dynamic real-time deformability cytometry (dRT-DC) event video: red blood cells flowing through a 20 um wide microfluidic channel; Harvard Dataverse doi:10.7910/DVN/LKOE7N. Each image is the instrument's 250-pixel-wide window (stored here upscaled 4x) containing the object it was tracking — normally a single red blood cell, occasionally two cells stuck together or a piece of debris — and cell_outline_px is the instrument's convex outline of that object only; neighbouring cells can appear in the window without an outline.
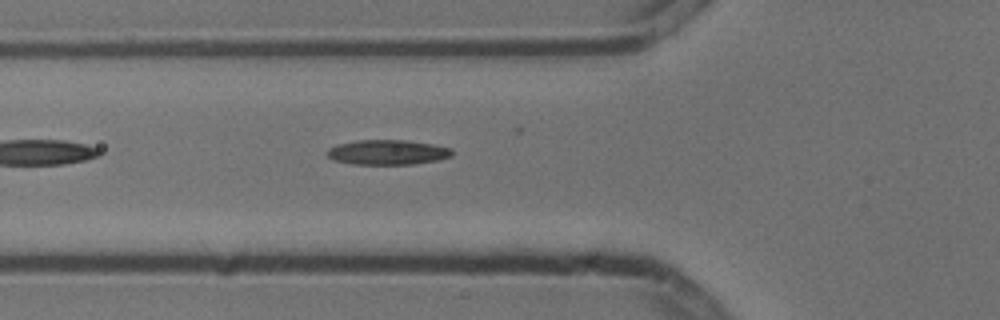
{"species": "common noctule bat (a hibernating species)", "species_latin": "Nyctalus noctula", "temperature_condition": "cold", "stored_images_in_passage": 5, "camera_frame_rate_fps": 3000, "um_per_image_px": 0.085, "animal": {"sex": "male", "body_mass_g": 13.3}, "frame": {"image": 1, "passage_image": 5, "time_ms": 1.333, "image_size_px": [1000, 320], "cell_outline_px": [[452, 156], [436, 160], [412, 164], [352, 164], [332, 160], [324, 152], [328, 148], [336, 144], [356, 140], [404, 140], [432, 144], [452, 148]], "centroid_in_image_um": [32.88, 12.94], "position_along_channel_um": 92.9, "area_um2": 18.21}}